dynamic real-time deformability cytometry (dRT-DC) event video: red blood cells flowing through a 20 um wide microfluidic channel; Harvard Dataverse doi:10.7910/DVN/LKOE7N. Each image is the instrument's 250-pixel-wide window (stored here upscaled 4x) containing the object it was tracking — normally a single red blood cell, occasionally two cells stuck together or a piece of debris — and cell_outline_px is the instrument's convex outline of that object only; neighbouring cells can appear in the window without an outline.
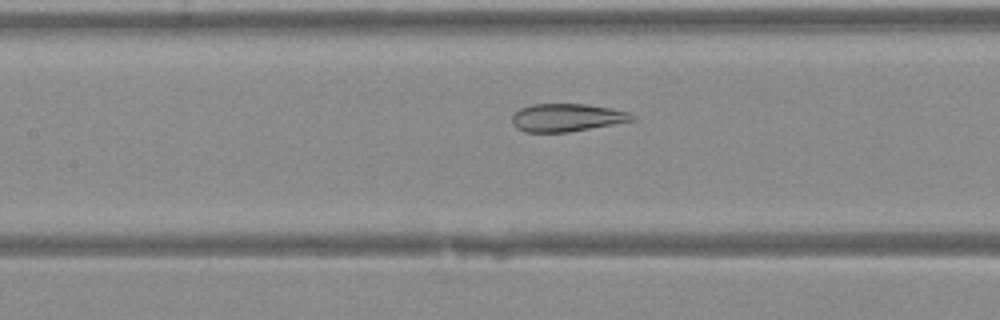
{"species": "Egyptian fruit bat (a non-hibernating species)", "species_latin": "Rousettus aegyptiacus", "temperature_condition": "warm", "stored_images_in_passage": 36, "camera_frame_rate_fps": 3000, "um_per_image_px": 0.085, "animal": {"sex": "female"}, "frame": {"image": 1, "passage_image": 14, "time_ms": 4.333, "image_size_px": [1000, 320], "cell_outline_px": [[636, 120], [568, 132], [524, 132], [516, 128], [512, 124], [512, 116], [520, 108], [532, 104], [588, 104], [628, 112], [636, 116]], "centroid_in_image_um": [48.16, 10.0], "position_along_channel_um": 159.2, "area_um2": 19.48}}
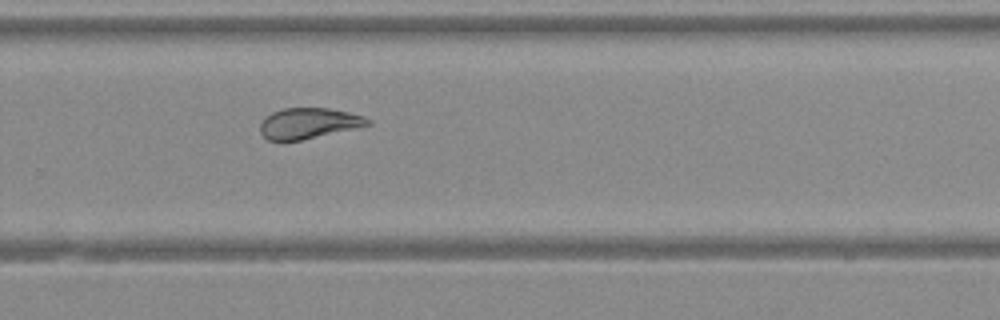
{"frame": {"image": 2, "passage_image": 23, "time_ms": 7.333, "image_size_px": [1000, 320], "cell_outline_px": [[372, 124], [300, 140], [268, 140], [260, 132], [260, 124], [264, 116], [272, 112], [284, 108], [328, 108], [348, 112], [364, 116], [372, 120]], "centroid_in_image_um": [26.22, 10.46], "position_along_channel_um": 303.6, "area_um2": 19.07}}
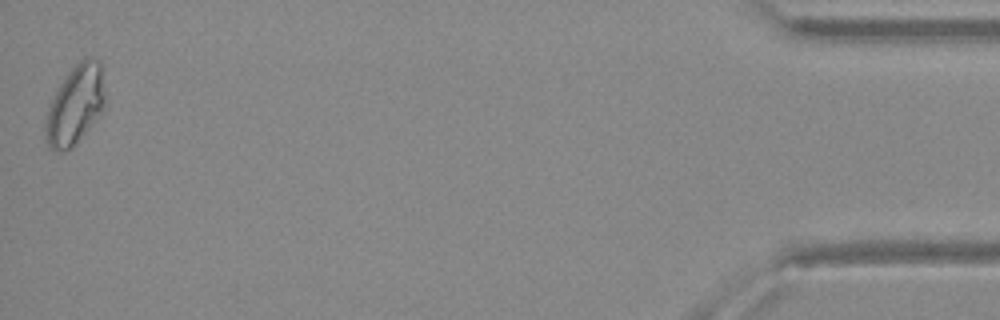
{"frame": {"image": 3, "passage_image": 36, "time_ms": 11.667, "image_size_px": [1000, 320], "cell_outline_px": [[104, 108], [72, 148], [64, 152], [56, 152], [44, 140], [44, 124], [48, 108], [56, 88], [68, 72], [84, 56], [96, 56], [100, 60], [104, 92]], "centroid_in_image_um": [6.36, 8.9], "position_along_channel_um": 428.8, "area_um2": 27.63}}